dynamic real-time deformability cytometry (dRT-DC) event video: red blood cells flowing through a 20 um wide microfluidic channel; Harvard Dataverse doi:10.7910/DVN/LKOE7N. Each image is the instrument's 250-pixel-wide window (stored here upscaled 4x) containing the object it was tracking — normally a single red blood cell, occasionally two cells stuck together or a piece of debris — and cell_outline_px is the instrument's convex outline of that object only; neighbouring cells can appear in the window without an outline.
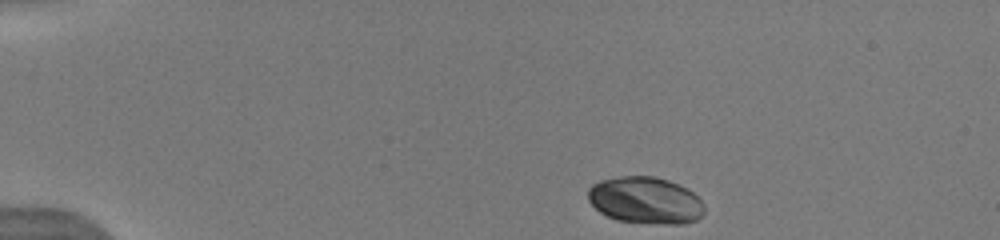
{"species": "human", "species_latin": "Homo sapiens", "temperature_condition": "warm", "stored_images_in_passage": 54, "camera_frame_rate_fps": 3000, "um_per_image_px": 0.085, "donor": {"sex": "male"}, "frame": {"image": 1, "passage_image": 1, "time_ms": 0.0, "image_size_px": [1000, 240], "cell_outline_px": [[704, 212], [696, 220], [684, 224], [664, 224], [616, 220], [600, 212], [588, 200], [588, 188], [592, 184], [600, 180], [616, 176], [652, 176], [668, 180], [692, 192], [704, 204]], "centroid_in_image_um": [54.83, 17.03], "position_along_channel_um": 30.2, "area_um2": 31.67}}
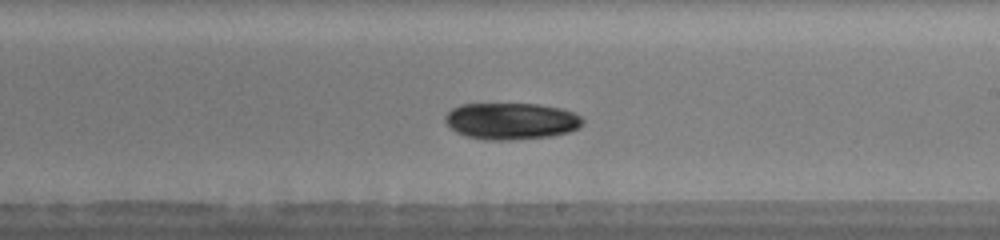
{"frame": {"image": 2, "passage_image": 33, "time_ms": 7.333, "image_size_px": [1000, 240], "cell_outline_px": [[584, 124], [580, 128], [568, 132], [552, 136], [512, 140], [484, 140], [464, 136], [448, 128], [444, 120], [444, 116], [452, 108], [460, 104], [536, 104], [560, 108], [572, 112], [580, 116], [584, 120]], "centroid_in_image_um": [43.42, 10.3], "position_along_channel_um": 245.6, "area_um2": 29.77}}
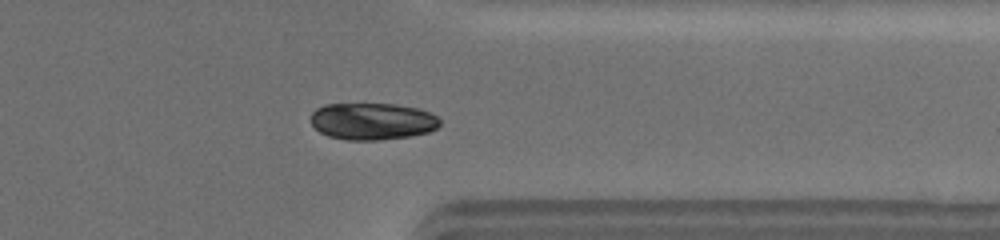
{"frame": {"image": 3, "passage_image": 46, "time_ms": 10.667, "image_size_px": [1000, 240], "cell_outline_px": [[440, 124], [436, 128], [428, 132], [412, 136], [376, 140], [348, 140], [328, 136], [320, 132], [312, 124], [312, 112], [316, 108], [324, 104], [396, 104], [420, 108], [432, 112], [440, 120]], "centroid_in_image_um": [31.68, 10.3], "position_along_channel_um": 379.7, "area_um2": 27.92}}